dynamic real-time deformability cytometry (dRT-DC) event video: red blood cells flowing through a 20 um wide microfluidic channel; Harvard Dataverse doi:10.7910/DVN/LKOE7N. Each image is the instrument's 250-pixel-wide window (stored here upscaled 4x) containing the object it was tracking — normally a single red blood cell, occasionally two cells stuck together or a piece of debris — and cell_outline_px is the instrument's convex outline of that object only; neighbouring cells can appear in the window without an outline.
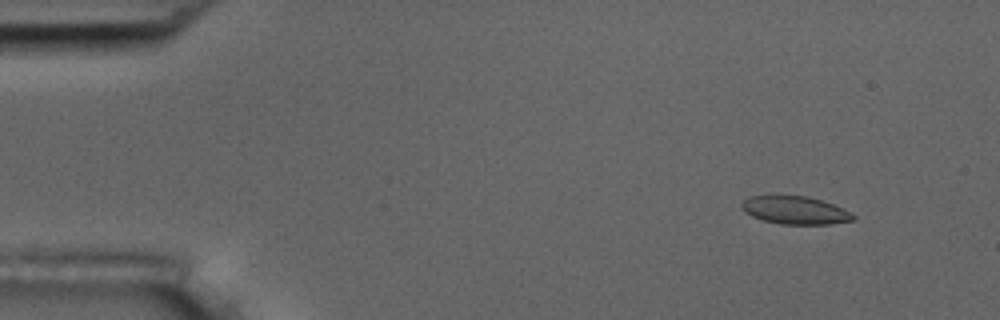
{"species": "common noctule bat (a hibernating species)", "species_latin": "Nyctalus noctula", "temperature_condition": "room temperature", "stored_images_in_passage": 52, "camera_frame_rate_fps": 3000, "um_per_image_px": 0.085, "animal": {"sex": "male", "body_mass_g": 17.5, "forearm_length_mm": 52.3}, "frame": {"image": 1, "passage_image": 3, "time_ms": 0.667, "image_size_px": [1000, 320], "cell_outline_px": [[856, 216], [852, 220], [832, 224], [780, 224], [764, 220], [752, 216], [744, 212], [740, 208], [740, 204], [744, 200], [752, 196], [768, 192], [772, 192], [808, 196], [844, 208], [852, 212]], "centroid_in_image_um": [67.52, 17.81], "position_along_channel_um": 17.5, "area_um2": 18.96}}
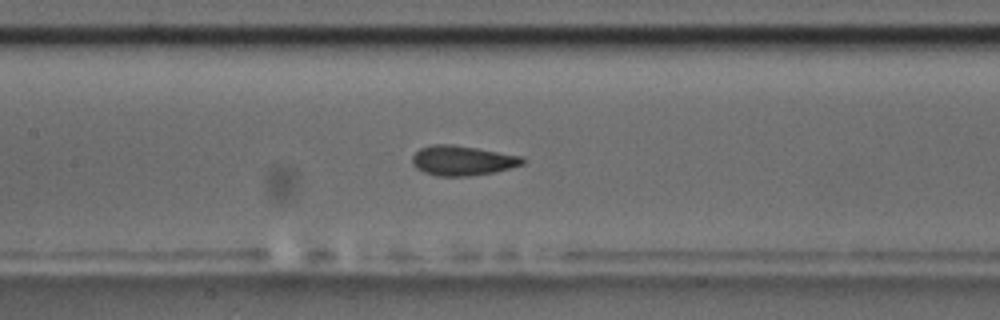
{"frame": {"image": 2, "passage_image": 23, "time_ms": 7.333, "image_size_px": [1000, 320], "cell_outline_px": [[524, 164], [496, 172], [468, 176], [436, 176], [424, 172], [416, 168], [412, 164], [412, 156], [420, 148], [432, 144], [452, 144], [524, 156]], "centroid_in_image_um": [39.31, 13.65], "position_along_channel_um": 168.1, "area_um2": 19.31}}
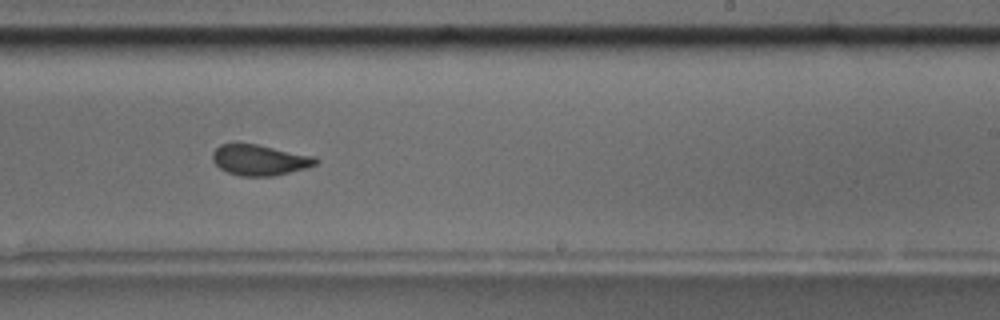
{"frame": {"image": 3, "passage_image": 31, "time_ms": 10.0, "image_size_px": [1000, 320], "cell_outline_px": [[320, 160], [316, 164], [304, 168], [272, 176], [240, 176], [228, 172], [220, 168], [212, 160], [212, 152], [220, 144], [256, 144], [316, 156]], "centroid_in_image_um": [22.07, 13.59], "position_along_channel_um": 266.9, "area_um2": 18.32}, "authors_computed_cell_mechanics": {"area_um2": 19.0162, "velocity_mm_per_s": 3.7264, "shape_relaxation_time_tau1_ms": 2.6528, "shape_relaxation_time_tau2_ms": 1.1768, "deformation_change_tau1": 0.1091, "deformation_change_tau2": 0.0693}}